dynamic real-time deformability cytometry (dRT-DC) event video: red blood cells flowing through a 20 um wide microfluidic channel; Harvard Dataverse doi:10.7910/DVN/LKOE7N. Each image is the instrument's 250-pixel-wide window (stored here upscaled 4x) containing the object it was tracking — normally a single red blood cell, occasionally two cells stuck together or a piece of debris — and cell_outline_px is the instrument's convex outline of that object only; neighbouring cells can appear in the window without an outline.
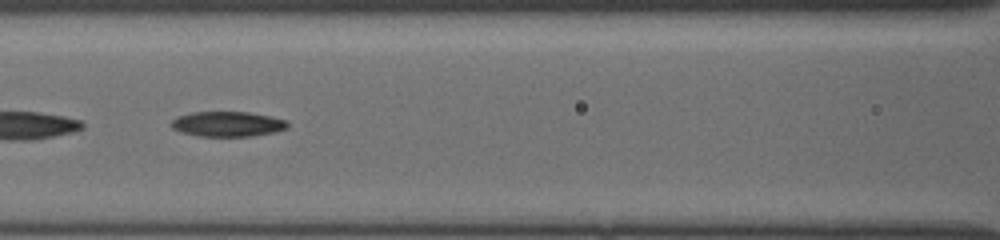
{"species": "common noctule bat (a hibernating species)", "species_latin": "Nyctalus noctula", "temperature_condition": "cold", "stored_images_in_passage": 30, "segment_of_instrument_passage": [2, 2], "camera_frame_rate_fps": 3000, "um_per_image_px": 0.085, "animal": {"sex": "female", "body_mass_g": 19.5, "forearm_length_mm": 54.1}, "frame": {"image": 1, "passage_image": 18, "time_ms": 8.333, "image_size_px": [1000, 240], "cell_outline_px": [[288, 128], [276, 132], [252, 136], [200, 136], [184, 132], [172, 128], [168, 124], [176, 116], [192, 112], [248, 112], [288, 120]], "centroid_in_image_um": [19.34, 10.54], "position_along_channel_um": 147.3, "area_um2": 17.05}}
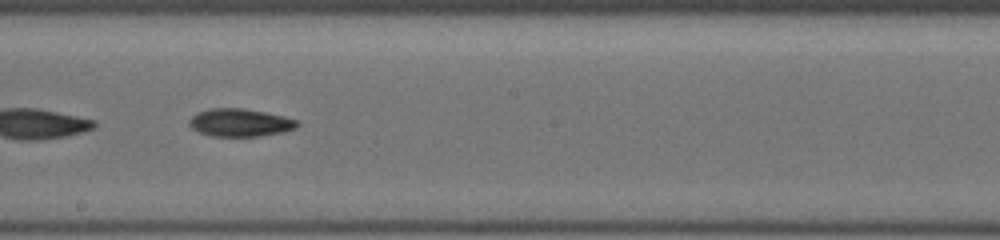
{"frame": {"image": 2, "passage_image": 23, "time_ms": 10.333, "image_size_px": [1000, 240], "cell_outline_px": [[300, 124], [296, 128], [284, 132], [256, 136], [212, 136], [200, 132], [192, 128], [188, 124], [188, 120], [196, 112], [208, 108], [244, 108], [284, 116], [300, 120]], "centroid_in_image_um": [20.41, 10.41], "position_along_channel_um": 227.8, "area_um2": 17.69}}
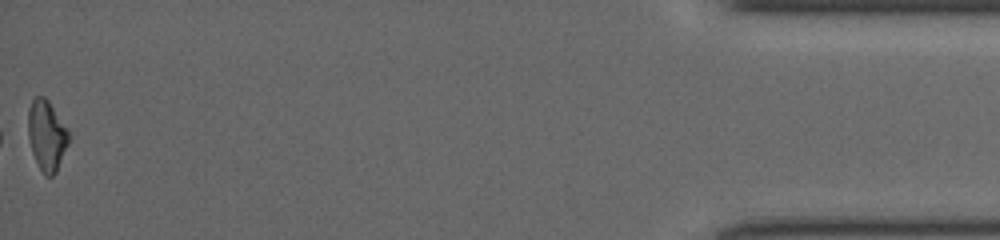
{"frame": {"image": 3, "passage_image": 30, "time_ms": 17.333, "image_size_px": [1000, 240], "cell_outline_px": [[68, 144], [56, 172], [52, 176], [44, 176], [32, 152], [28, 136], [28, 108], [32, 100], [36, 96], [44, 96], [48, 100], [68, 132]], "centroid_in_image_um": [3.94, 11.51], "position_along_channel_um": 431.3, "area_um2": 16.3}}